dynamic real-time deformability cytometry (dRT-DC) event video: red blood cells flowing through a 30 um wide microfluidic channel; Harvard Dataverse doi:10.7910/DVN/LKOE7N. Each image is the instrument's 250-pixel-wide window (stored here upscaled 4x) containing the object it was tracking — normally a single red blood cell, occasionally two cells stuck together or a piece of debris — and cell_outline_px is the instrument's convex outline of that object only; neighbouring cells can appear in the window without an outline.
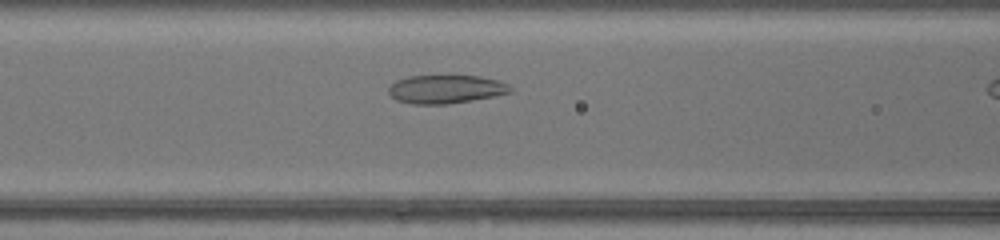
{"species": "common noctule bat (a hibernating species)", "species_latin": "Nyctalus noctula", "temperature_condition": "warm", "stored_images_in_passage": 10, "camera_frame_rate_fps": 3000, "um_per_image_px": 0.085, "animal": {"sex": "female", "body_mass_g": 17.0, "forearm_length_mm": 48.0}, "frame": {"image": 1, "passage_image": 9, "time_ms": 2.667, "image_size_px": [1000, 240], "cell_outline_px": [[512, 92], [472, 100], [448, 104], [412, 104], [396, 100], [388, 92], [388, 88], [396, 80], [408, 76], [444, 72], [448, 72], [480, 76], [496, 80], [508, 84], [512, 88]], "centroid_in_image_um": [37.87, 7.52], "position_along_channel_um": 128.7, "area_um2": 21.15}}